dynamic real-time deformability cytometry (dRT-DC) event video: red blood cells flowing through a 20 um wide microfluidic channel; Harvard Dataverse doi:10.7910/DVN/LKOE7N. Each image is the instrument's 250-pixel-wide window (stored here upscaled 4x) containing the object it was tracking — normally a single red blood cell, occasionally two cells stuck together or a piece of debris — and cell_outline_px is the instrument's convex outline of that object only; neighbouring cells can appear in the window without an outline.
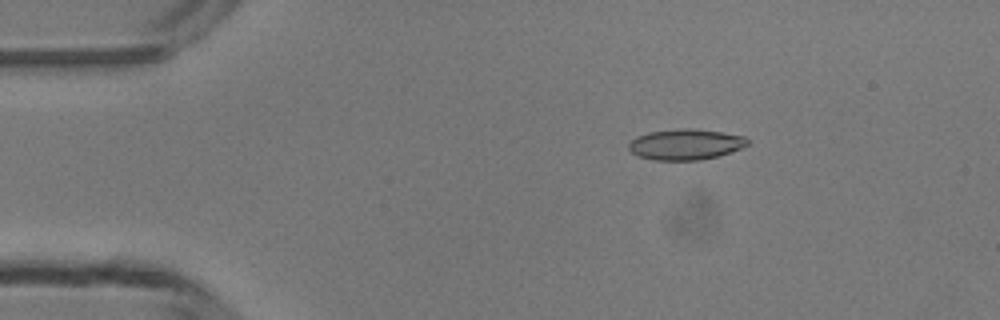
{"species": "common noctule bat (a hibernating species)", "species_latin": "Nyctalus noctula", "temperature_condition": "room temperature", "stored_images_in_passage": 5, "camera_frame_rate_fps": 3000, "um_per_image_px": 0.085, "animal": {"sex": "male", "body_mass_g": 13.3}, "frame": {"image": 1, "passage_image": 3, "time_ms": 2.333, "image_size_px": [1000, 320], "cell_outline_px": [[748, 144], [740, 148], [716, 156], [700, 160], [652, 160], [640, 156], [632, 152], [628, 148], [628, 144], [636, 136], [648, 132], [680, 128], [692, 128], [720, 132], [744, 136], [748, 140]], "centroid_in_image_um": [58.23, 12.26], "position_along_channel_um": 26.8, "area_um2": 21.1}}